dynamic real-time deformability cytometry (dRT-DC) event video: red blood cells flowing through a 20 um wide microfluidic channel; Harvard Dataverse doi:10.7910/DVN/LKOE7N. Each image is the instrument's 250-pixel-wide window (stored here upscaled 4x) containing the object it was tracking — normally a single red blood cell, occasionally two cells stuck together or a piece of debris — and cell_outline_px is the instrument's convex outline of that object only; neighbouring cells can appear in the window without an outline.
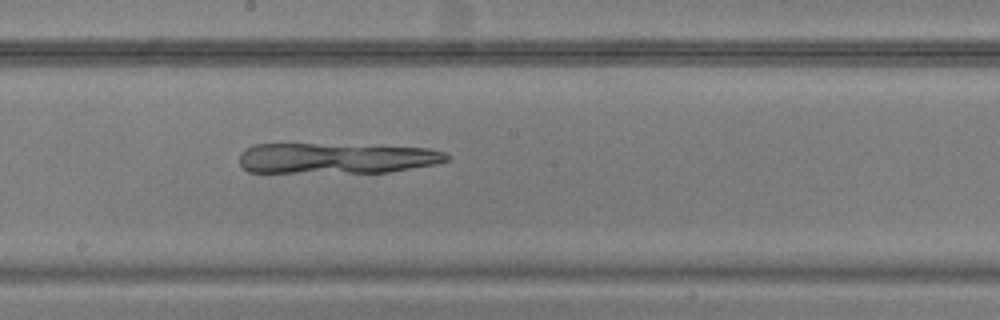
{"species": "common noctule bat (a hibernating species)", "species_latin": "Nyctalus noctula", "temperature_condition": "warm", "stored_images_in_passage": 46, "camera_frame_rate_fps": 3000, "um_per_image_px": 0.085, "animal": {"sex": "male", "body_mass_g": 20.5, "forearm_length_mm": 52.5}, "frame": {"image": 1, "passage_image": 24, "time_ms": 7.667, "image_size_px": [1000, 320], "cell_outline_px": [[452, 156], [448, 160], [436, 164], [388, 172], [248, 172], [240, 164], [240, 152], [256, 144], [316, 144], [428, 148], [444, 152]], "centroid_in_image_um": [28.59, 13.45], "position_along_channel_um": 219.6, "area_um2": 36.65}}